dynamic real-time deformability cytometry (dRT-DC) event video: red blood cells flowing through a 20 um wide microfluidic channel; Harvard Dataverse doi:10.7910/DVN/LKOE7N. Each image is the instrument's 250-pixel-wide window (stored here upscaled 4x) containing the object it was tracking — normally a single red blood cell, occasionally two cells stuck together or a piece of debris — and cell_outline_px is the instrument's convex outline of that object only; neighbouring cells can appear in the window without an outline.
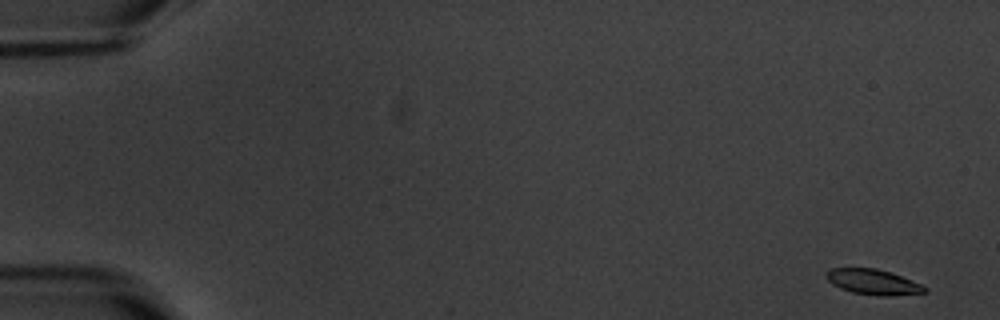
{"species": "common noctule bat (a hibernating species)", "species_latin": "Nyctalus noctula", "temperature_condition": "warm", "stored_images_in_passage": 9, "camera_frame_rate_fps": 3000, "um_per_image_px": 0.085, "animal": {"sex": "male", "body_mass_g": 20.1, "forearm_length_mm": 53.5}, "frame": {"image": 1, "passage_image": 1, "time_ms": 0.0, "image_size_px": [1000, 320], "cell_outline_px": [[928, 292], [892, 296], [880, 296], [852, 292], [840, 288], [832, 284], [824, 276], [824, 272], [832, 268], [876, 268], [900, 276], [920, 284], [928, 288]], "centroid_in_image_um": [74.18, 23.97], "position_along_channel_um": 10.8, "area_um2": 14.51}}
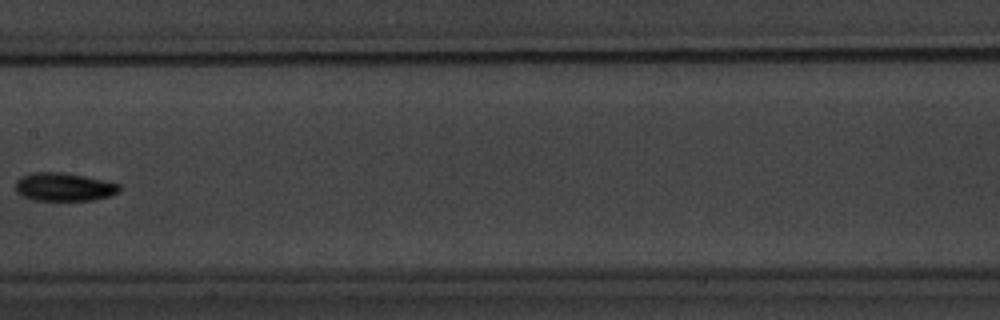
{"frame": {"image": 2, "passage_image": 9, "time_ms": 9.667, "image_size_px": [1000, 320], "cell_outline_px": [[120, 192], [112, 196], [92, 200], [32, 200], [20, 196], [16, 192], [16, 180], [20, 176], [32, 172], [64, 172], [84, 176], [120, 184]], "centroid_in_image_um": [5.41, 15.89], "position_along_channel_um": 202.0, "area_um2": 17.34}}